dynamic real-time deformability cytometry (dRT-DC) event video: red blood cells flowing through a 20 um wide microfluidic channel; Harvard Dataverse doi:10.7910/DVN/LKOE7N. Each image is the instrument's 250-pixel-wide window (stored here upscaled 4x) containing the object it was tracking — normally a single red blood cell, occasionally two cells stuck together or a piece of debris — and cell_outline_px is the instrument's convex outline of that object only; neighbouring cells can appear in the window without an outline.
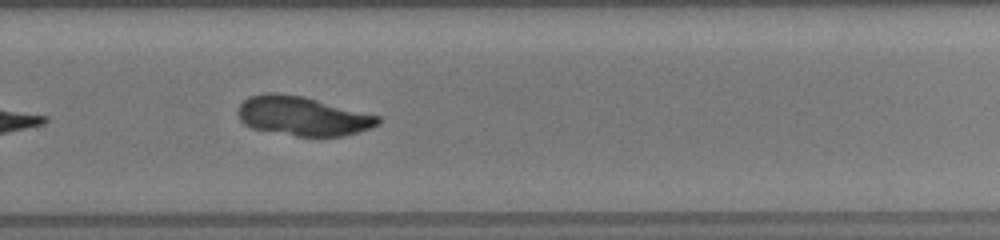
{"species": "common noctule bat (a hibernating species)", "species_latin": "Nyctalus noctula", "temperature_condition": "room temperature", "stored_images_in_passage": 11, "camera_frame_rate_fps": 3000, "um_per_image_px": 0.085, "animal": {"sex": "female", "body_mass_g": 19.5, "forearm_length_mm": 54.1}, "frame": {"image": 1, "passage_image": 11, "time_ms": 11.0, "image_size_px": [1000, 240], "cell_outline_px": [[380, 124], [372, 128], [344, 136], [296, 136], [252, 128], [244, 124], [240, 120], [236, 112], [240, 104], [248, 96], [264, 92], [280, 92], [304, 96], [380, 116]], "centroid_in_image_um": [25.71, 9.85], "position_along_channel_um": 304.1, "area_um2": 32.37}}